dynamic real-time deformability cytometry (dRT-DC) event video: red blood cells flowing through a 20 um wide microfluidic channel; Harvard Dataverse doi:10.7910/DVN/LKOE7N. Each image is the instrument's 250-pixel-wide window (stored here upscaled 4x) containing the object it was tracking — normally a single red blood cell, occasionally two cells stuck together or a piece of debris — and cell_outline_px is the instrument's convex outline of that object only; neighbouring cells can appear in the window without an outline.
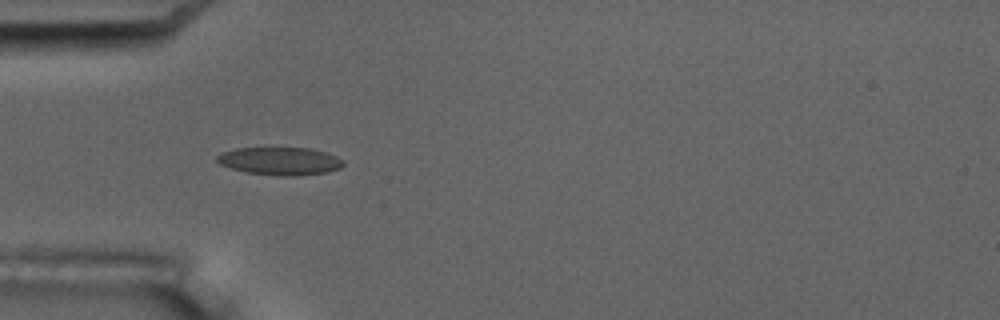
{"species": "common noctule bat (a hibernating species)", "species_latin": "Nyctalus noctula", "temperature_condition": "room temperature", "stored_images_in_passage": 5, "camera_frame_rate_fps": 3000, "um_per_image_px": 0.085, "animal": {"sex": "male", "body_mass_g": 17.5, "forearm_length_mm": 52.3}, "frame": {"image": 1, "passage_image": 4, "time_ms": 4.333, "image_size_px": [1000, 320], "cell_outline_px": [[344, 164], [340, 168], [328, 172], [296, 176], [280, 176], [248, 172], [232, 168], [220, 164], [216, 160], [216, 156], [220, 152], [236, 148], [308, 148], [324, 152], [336, 156], [344, 160]], "centroid_in_image_um": [23.8, 13.69], "position_along_channel_um": 61.2, "area_um2": 20.46}}